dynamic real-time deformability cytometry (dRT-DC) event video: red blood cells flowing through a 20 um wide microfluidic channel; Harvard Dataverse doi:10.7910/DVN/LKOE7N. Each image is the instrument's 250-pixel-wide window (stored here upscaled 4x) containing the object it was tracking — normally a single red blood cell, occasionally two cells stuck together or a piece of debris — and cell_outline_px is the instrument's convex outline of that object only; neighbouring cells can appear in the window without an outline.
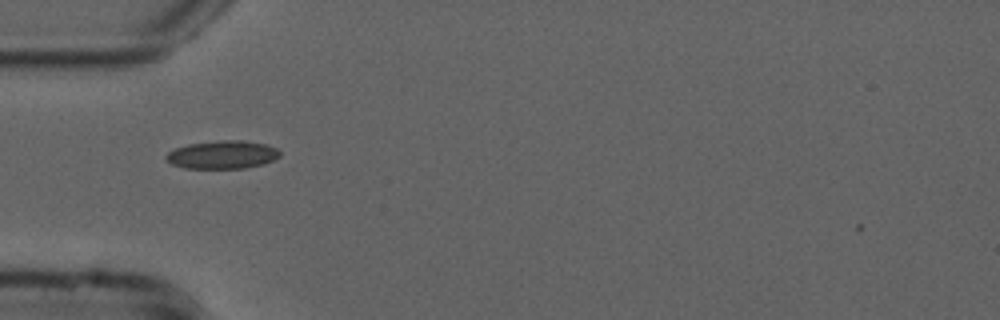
{"species": "common noctule bat (a hibernating species)", "species_latin": "Nyctalus noctula", "temperature_condition": "cold", "stored_images_in_passage": 39, "camera_frame_rate_fps": 3000, "um_per_image_px": 0.085, "animal": {"sex": "male", "forearm_length_mm": 52.5}, "frame": {"image": 1, "passage_image": 1, "time_ms": 0.0, "image_size_px": [1000, 320], "cell_outline_px": [[280, 156], [264, 164], [244, 168], [184, 168], [172, 164], [164, 156], [168, 152], [176, 148], [188, 144], [220, 140], [244, 140], [268, 144], [276, 148], [280, 152]], "centroid_in_image_um": [18.93, 13.14], "position_along_channel_um": 66.1, "area_um2": 18.67}}
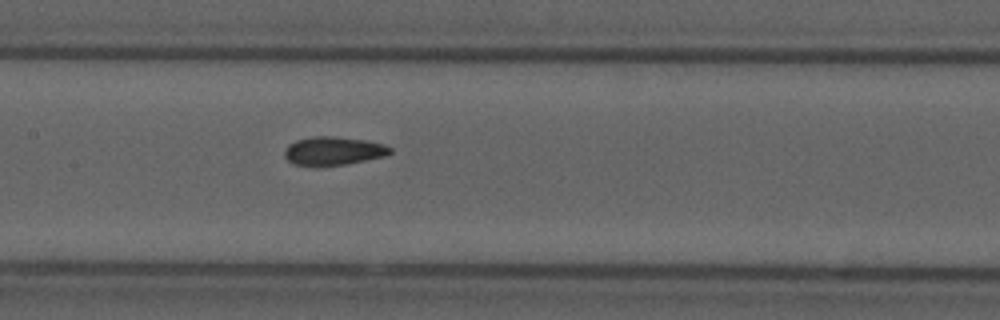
{"frame": {"image": 2, "passage_image": 10, "time_ms": 3.0, "image_size_px": [1000, 320], "cell_outline_px": [[392, 152], [384, 156], [344, 164], [320, 168], [312, 168], [292, 164], [284, 156], [284, 152], [288, 144], [296, 140], [316, 136], [332, 136], [364, 140], [384, 144], [392, 148]], "centroid_in_image_um": [28.27, 12.86], "position_along_channel_um": 179.1, "area_um2": 17.86}}
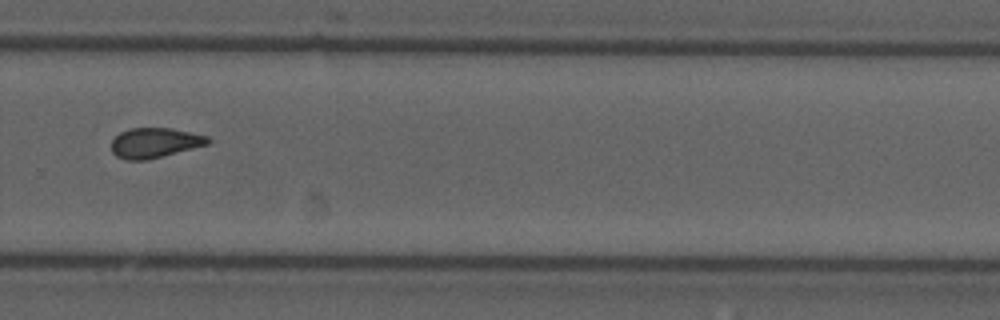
{"frame": {"image": 3, "passage_image": 21, "time_ms": 6.667, "image_size_px": [1000, 320], "cell_outline_px": [[212, 140], [208, 144], [148, 160], [124, 160], [116, 156], [112, 152], [112, 140], [120, 132], [128, 128], [172, 128], [208, 136]], "centroid_in_image_um": [13.14, 12.14], "position_along_channel_um": 316.7, "area_um2": 16.94}, "authors_computed_cell_mechanics": {"area_um2": 17.1088, "velocity_mm_per_s": 3.7663, "shape_relaxation_time_tau1_ms": null, "shape_relaxation_time_tau2_ms": 2.1171, "deformation_change_tau1": null, "deformation_change_tau2": 0.0762}}